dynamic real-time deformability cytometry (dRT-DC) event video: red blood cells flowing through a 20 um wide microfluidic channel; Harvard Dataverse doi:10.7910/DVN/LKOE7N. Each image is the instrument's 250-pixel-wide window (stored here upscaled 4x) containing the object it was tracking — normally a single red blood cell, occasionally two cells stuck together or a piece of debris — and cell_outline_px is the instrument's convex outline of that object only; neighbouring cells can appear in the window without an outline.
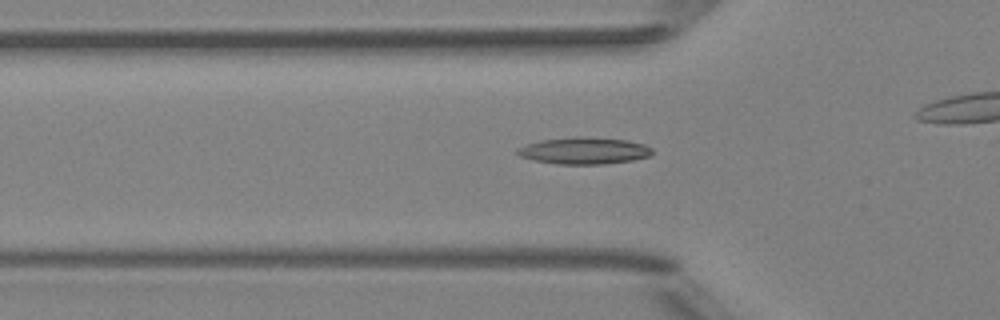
{"species": "Egyptian fruit bat (a non-hibernating species)", "species_latin": "Rousettus aegyptiacus", "temperature_condition": "room temperature", "stored_images_in_passage": 42, "camera_frame_rate_fps": 3000, "um_per_image_px": 0.085, "animal": {"sex": "female"}, "frame": {"image": 1, "passage_image": 18, "time_ms": 5.667, "image_size_px": [1000, 320], "cell_outline_px": [[652, 152], [648, 156], [632, 160], [604, 164], [556, 164], [532, 160], [520, 156], [516, 152], [516, 148], [540, 140], [572, 136], [584, 136], [628, 140], [644, 144], [652, 148]], "centroid_in_image_um": [49.62, 12.8], "position_along_channel_um": 76.2, "area_um2": 21.21}}
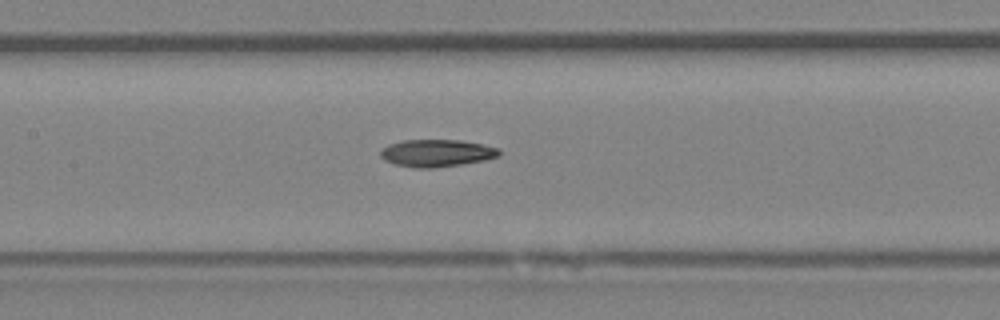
{"frame": {"image": 2, "passage_image": 25, "time_ms": 8.0, "image_size_px": [1000, 320], "cell_outline_px": [[500, 156], [484, 160], [460, 164], [432, 168], [416, 168], [396, 164], [384, 160], [380, 156], [380, 148], [388, 144], [404, 140], [460, 140], [484, 144], [500, 148]], "centroid_in_image_um": [37.11, 13.0], "position_along_channel_um": 170.3, "area_um2": 18.96}}
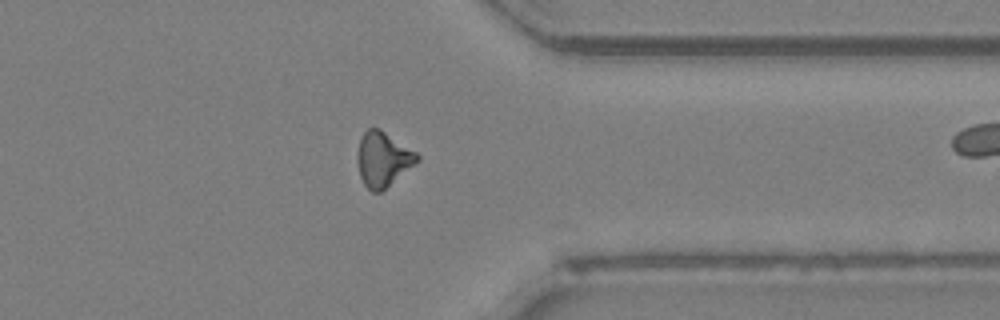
{"frame": {"image": 3, "passage_image": 41, "time_ms": 13.333, "image_size_px": [1000, 320], "cell_outline_px": [[420, 160], [380, 192], [372, 192], [364, 184], [360, 176], [356, 160], [356, 156], [360, 140], [364, 132], [368, 128], [380, 128], [416, 152], [420, 156]], "centroid_in_image_um": [32.54, 13.52], "position_along_channel_um": 378.9, "area_um2": 18.96}}